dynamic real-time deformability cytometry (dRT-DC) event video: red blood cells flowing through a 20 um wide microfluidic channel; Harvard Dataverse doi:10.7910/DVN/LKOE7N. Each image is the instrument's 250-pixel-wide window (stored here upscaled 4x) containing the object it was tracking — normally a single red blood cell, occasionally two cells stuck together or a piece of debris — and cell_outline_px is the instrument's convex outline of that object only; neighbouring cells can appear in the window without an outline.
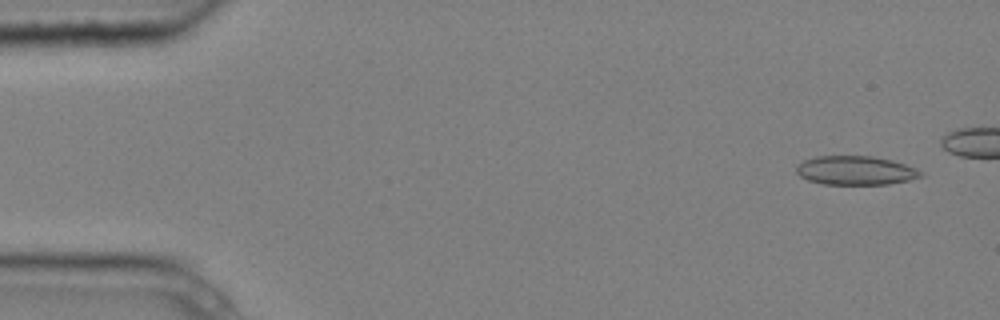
{"species": "common noctule bat (a hibernating species)", "species_latin": "Nyctalus noctula", "temperature_condition": "cold", "stored_images_in_passage": 6, "segment_of_instrument_passage": [2, 2], "camera_frame_rate_fps": 3000, "um_per_image_px": 0.085, "animal": {"sex": "male", "body_mass_g": 20.4}, "frame": {"image": 1, "passage_image": 6, "time_ms": 1.667, "image_size_px": [1000, 320], "cell_outline_px": [[924, 176], [908, 180], [888, 184], [824, 184], [808, 180], [800, 176], [796, 172], [796, 164], [804, 160], [816, 156], [872, 156], [892, 160], [916, 168], [924, 172]], "centroid_in_image_um": [72.72, 14.48], "position_along_channel_um": 12.3, "area_um2": 21.04}}